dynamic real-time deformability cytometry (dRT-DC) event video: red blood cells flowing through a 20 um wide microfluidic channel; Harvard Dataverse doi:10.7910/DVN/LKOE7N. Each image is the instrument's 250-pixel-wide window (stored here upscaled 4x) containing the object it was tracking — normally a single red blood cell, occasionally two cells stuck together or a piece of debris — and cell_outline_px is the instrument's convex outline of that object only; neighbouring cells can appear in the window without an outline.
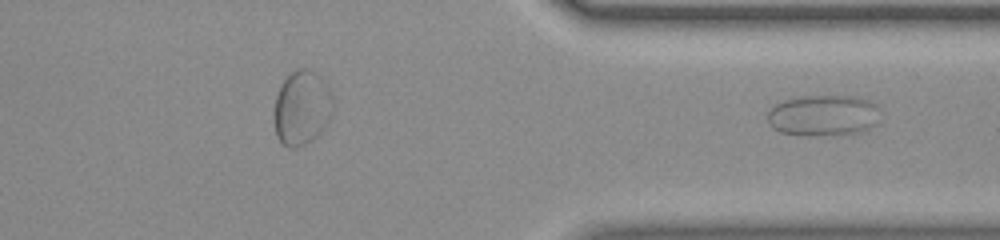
{"species": "common noctule bat (a hibernating species)", "species_latin": "Nyctalus noctula", "temperature_condition": "room temperature", "stored_images_in_passage": 38, "segment_of_instrument_passage": [2, 2], "camera_frame_rate_fps": 3000, "um_per_image_px": 0.085, "animal": {"sex": "female", "body_mass_g": 23.0, "forearm_length_mm": 53.4}, "frame": {"image": 1, "passage_image": 38, "time_ms": 12.333, "image_size_px": [1000, 240], "cell_outline_px": [[880, 120], [872, 128], [840, 136], [804, 136], [780, 132], [772, 128], [768, 124], [768, 112], [776, 104], [784, 100], [800, 96], [856, 96], [868, 100], [876, 104]], "centroid_in_image_um": [69.99, 9.83], "position_along_channel_um": 341.4, "area_um2": 27.51}}